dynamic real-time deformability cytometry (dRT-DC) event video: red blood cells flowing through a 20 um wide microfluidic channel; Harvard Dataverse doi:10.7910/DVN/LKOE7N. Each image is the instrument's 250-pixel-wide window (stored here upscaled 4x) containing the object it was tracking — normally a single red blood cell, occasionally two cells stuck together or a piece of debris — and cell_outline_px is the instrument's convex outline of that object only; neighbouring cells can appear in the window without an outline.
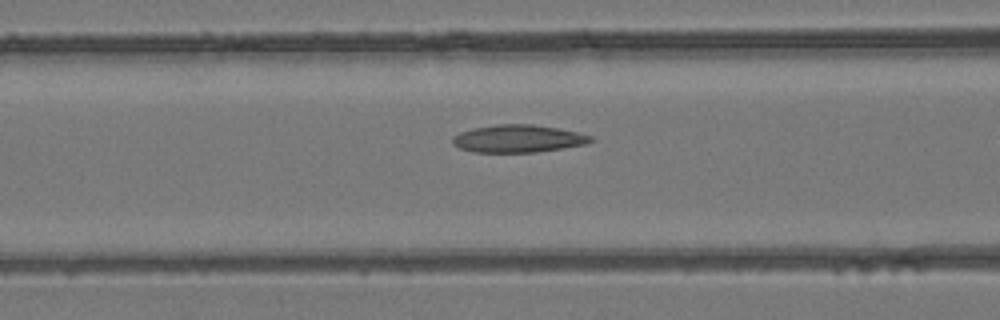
{"species": "common noctule bat (a hibernating species)", "species_latin": "Nyctalus noctula", "temperature_condition": "room temperature", "stored_images_in_passage": 19, "camera_frame_rate_fps": 3000, "um_per_image_px": 0.085, "animal": {"sex": "female", "body_mass_g": 24.6, "forearm_length_mm": 56.2}, "frame": {"image": 1, "passage_image": 14, "time_ms": 4.333, "image_size_px": [1000, 320], "cell_outline_px": [[596, 140], [588, 144], [536, 152], [472, 152], [460, 148], [452, 144], [452, 136], [460, 132], [472, 128], [496, 124], [532, 124], [556, 128], [576, 132], [592, 136]], "centroid_in_image_um": [44.03, 11.78], "position_along_channel_um": 122.6, "area_um2": 22.31}}